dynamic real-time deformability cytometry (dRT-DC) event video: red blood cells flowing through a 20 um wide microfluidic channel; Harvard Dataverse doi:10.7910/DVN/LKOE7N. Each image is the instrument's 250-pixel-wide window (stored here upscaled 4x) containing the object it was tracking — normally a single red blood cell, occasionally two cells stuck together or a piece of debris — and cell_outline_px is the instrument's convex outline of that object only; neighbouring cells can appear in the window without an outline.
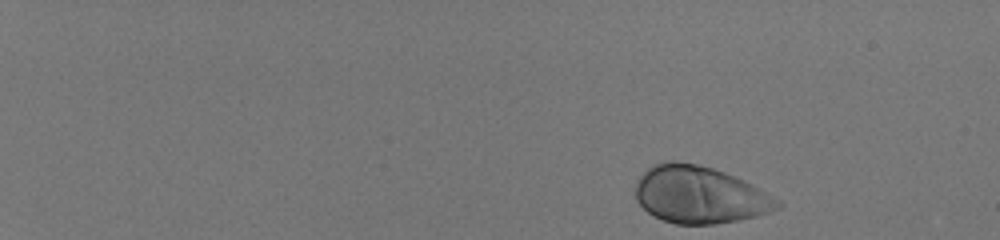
{"species": "human", "species_latin": "Homo sapiens", "temperature_condition": "room temperature", "stored_images_in_passage": 47, "camera_frame_rate_fps": 3000, "um_per_image_px": 0.085, "donor": {"sex": "male"}, "frame": {"image": 1, "passage_image": 1, "time_ms": 0.0, "image_size_px": [1000, 240], "cell_outline_px": [[784, 204], [780, 208], [756, 216], [716, 224], [676, 224], [664, 220], [648, 212], [636, 200], [636, 184], [640, 176], [648, 168], [656, 164], [672, 160], [696, 164], [712, 168], [724, 172], [744, 180], [752, 184], [780, 200]], "centroid_in_image_um": [59.49, 16.56], "position_along_channel_um": 25.5, "area_um2": 46.99}}
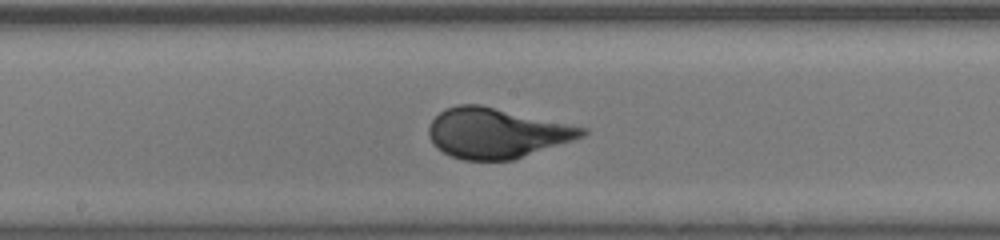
{"frame": {"image": 2, "passage_image": 27, "time_ms": 8.667, "image_size_px": [1000, 240], "cell_outline_px": [[588, 132], [584, 136], [512, 160], [464, 160], [452, 156], [436, 148], [432, 144], [428, 136], [428, 128], [432, 120], [444, 108], [456, 104], [480, 104], [588, 128]], "centroid_in_image_um": [42.17, 11.3], "position_along_channel_um": 206.0, "area_um2": 44.68}}
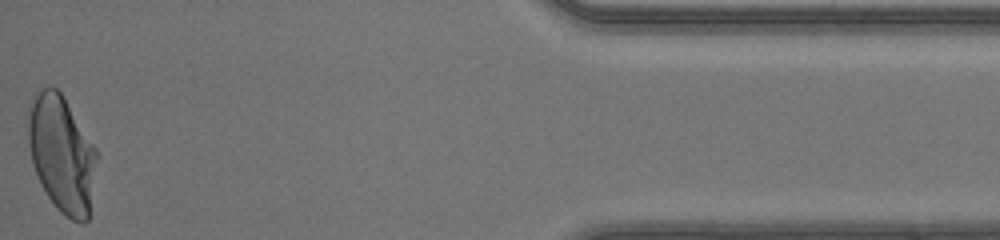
{"frame": {"image": 3, "passage_image": 47, "time_ms": 15.333, "image_size_px": [1000, 240], "cell_outline_px": [[100, 156], [88, 220], [84, 224], [80, 224], [64, 216], [56, 208], [40, 184], [32, 164], [28, 144], [28, 104], [32, 92], [40, 88], [52, 84], [64, 96], [96, 148]], "centroid_in_image_um": [5.26, 13.06], "position_along_channel_um": 429.9, "area_um2": 48.15}, "authors_computed_cell_mechanics": {"area_um2": 44.6794, "velocity_mm_per_s": 4.1472, "shape_relaxation_time_tau1_ms": 2.7184, "shape_relaxation_time_tau2_ms": null, "deformation_change_tau1": 0.1718, "deformation_change_tau2": null}}